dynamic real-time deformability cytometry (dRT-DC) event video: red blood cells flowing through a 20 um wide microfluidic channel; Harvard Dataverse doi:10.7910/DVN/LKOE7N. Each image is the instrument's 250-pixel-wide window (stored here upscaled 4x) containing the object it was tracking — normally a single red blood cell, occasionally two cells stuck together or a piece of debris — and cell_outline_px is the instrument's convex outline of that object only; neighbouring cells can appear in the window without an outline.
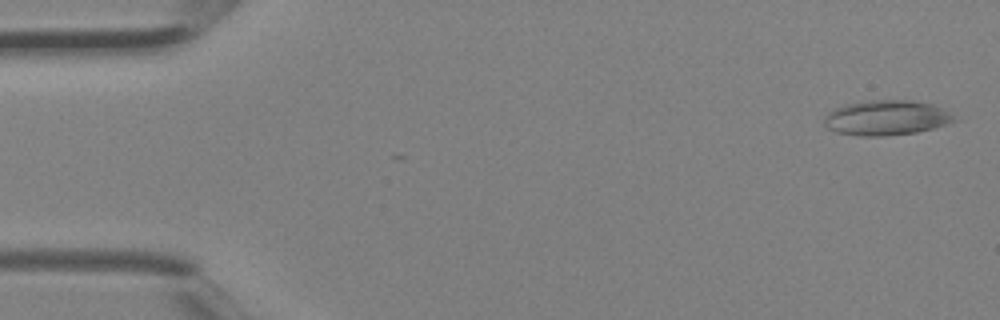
{"species": "Egyptian fruit bat (a non-hibernating species)", "species_latin": "Rousettus aegyptiacus", "temperature_condition": "room temperature", "stored_images_in_passage": 5, "camera_frame_rate_fps": 3000, "um_per_image_px": 0.085, "animal": {"sex": "female"}, "frame": {"image": 1, "passage_image": 1, "time_ms": 0.0, "image_size_px": [1000, 320], "cell_outline_px": [[952, 120], [944, 124], [932, 128], [916, 132], [884, 136], [860, 136], [836, 132], [828, 128], [824, 124], [824, 120], [828, 112], [836, 108], [848, 104], [872, 100], [904, 100], [932, 104], [948, 112], [952, 116]], "centroid_in_image_um": [75.27, 10.02], "position_along_channel_um": 9.7, "area_um2": 25.84}}
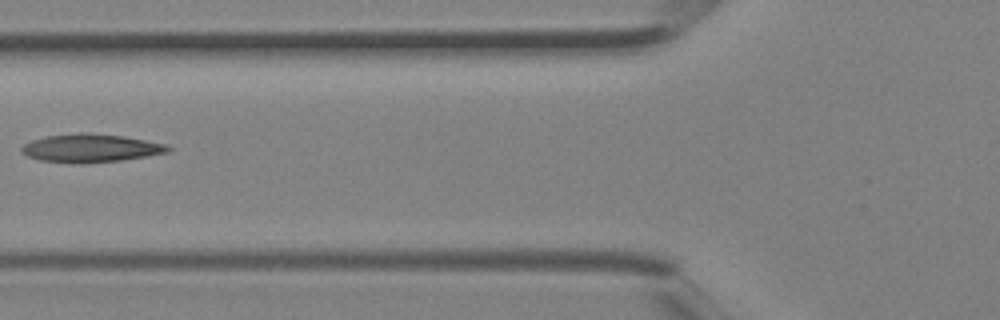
{"frame": {"image": 2, "passage_image": 5, "time_ms": 1.333, "image_size_px": [1000, 320], "cell_outline_px": [[172, 148], [168, 152], [120, 160], [80, 164], [40, 160], [28, 156], [20, 152], [20, 148], [24, 144], [32, 140], [48, 136], [80, 132], [88, 132], [124, 136], [164, 144]], "centroid_in_image_um": [7.66, 12.59], "position_along_channel_um": 118.1, "area_um2": 23.93}}